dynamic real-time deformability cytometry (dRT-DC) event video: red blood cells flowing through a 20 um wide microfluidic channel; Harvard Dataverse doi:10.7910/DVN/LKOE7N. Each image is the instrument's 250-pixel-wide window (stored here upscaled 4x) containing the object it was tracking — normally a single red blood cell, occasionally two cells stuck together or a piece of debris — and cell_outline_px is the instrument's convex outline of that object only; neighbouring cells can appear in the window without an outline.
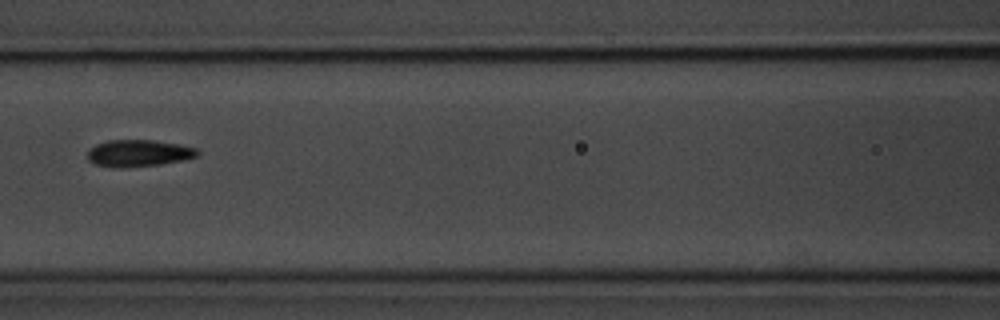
{"species": "common noctule bat (a hibernating species)", "species_latin": "Nyctalus noctula", "temperature_condition": "room temperature", "stored_images_in_passage": 9, "camera_frame_rate_fps": 3000, "um_per_image_px": 0.085, "animal": {"sex": "male", "body_mass_g": 20.1, "forearm_length_mm": 53.5}, "frame": {"image": 1, "passage_image": 6, "time_ms": 1.667, "image_size_px": [1000, 320], "cell_outline_px": [[200, 156], [160, 164], [120, 168], [112, 168], [96, 164], [88, 160], [88, 148], [96, 144], [108, 140], [152, 140], [176, 144], [196, 148], [200, 152]], "centroid_in_image_um": [11.75, 13.02], "position_along_channel_um": 154.9, "area_um2": 17.17}}
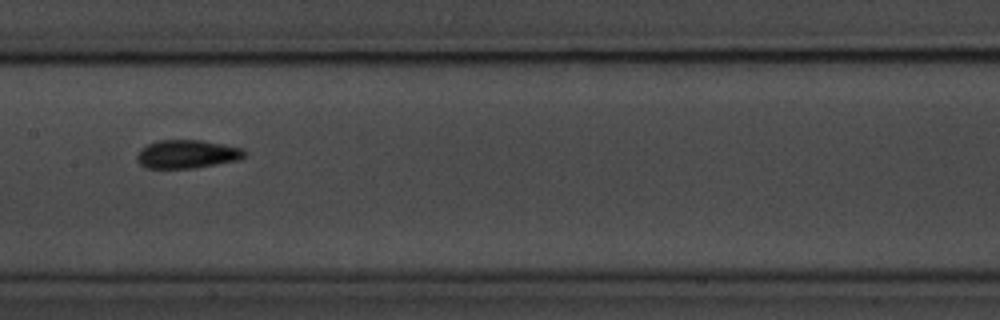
{"frame": {"image": 2, "passage_image": 7, "time_ms": 2.0, "image_size_px": [1000, 320], "cell_outline_px": [[244, 156], [240, 160], [196, 168], [148, 168], [140, 164], [136, 160], [136, 156], [140, 148], [156, 140], [200, 140], [224, 144], [244, 148]], "centroid_in_image_um": [15.89, 13.1], "position_along_channel_um": 191.5, "area_um2": 17.98}}